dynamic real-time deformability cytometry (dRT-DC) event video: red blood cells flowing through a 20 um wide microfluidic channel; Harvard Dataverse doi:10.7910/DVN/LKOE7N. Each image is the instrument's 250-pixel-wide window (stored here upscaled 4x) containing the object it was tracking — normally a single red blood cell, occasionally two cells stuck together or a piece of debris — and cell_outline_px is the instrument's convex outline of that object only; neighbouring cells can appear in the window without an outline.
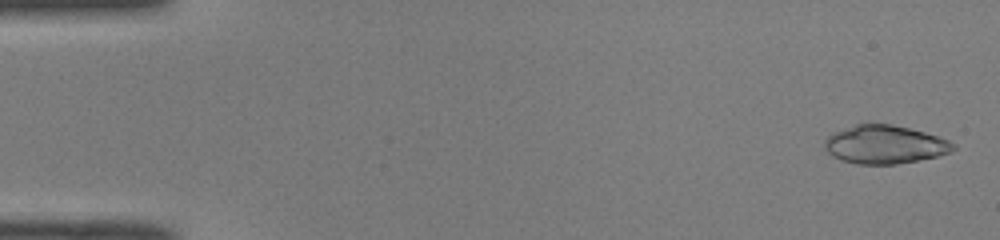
{"species": "common noctule bat (a hibernating species)", "species_latin": "Nyctalus noctula", "temperature_condition": "room temperature", "stored_images_in_passage": 49, "camera_frame_rate_fps": 3000, "um_per_image_px": 0.085, "animal": {"sex": "male", "body_mass_g": 19.0, "forearm_length_mm": 50.8}, "frame": {"image": 1, "passage_image": 2, "time_ms": 0.333, "image_size_px": [1000, 240], "cell_outline_px": [[956, 148], [948, 152], [936, 156], [896, 164], [856, 164], [840, 160], [832, 156], [824, 148], [824, 140], [828, 136], [836, 132], [856, 124], [892, 124], [924, 132], [948, 140], [956, 144]], "centroid_in_image_um": [75.18, 12.29], "position_along_channel_um": 9.8, "area_um2": 28.44}}
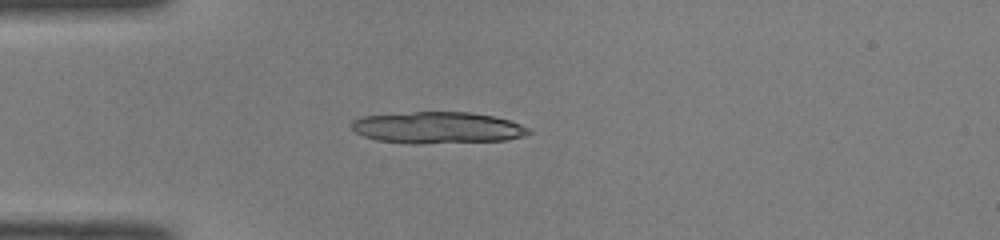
{"frame": {"image": 2, "passage_image": 14, "time_ms": 4.333, "image_size_px": [1000, 240], "cell_outline_px": [[532, 132], [524, 136], [508, 140], [420, 144], [412, 144], [376, 140], [364, 136], [356, 132], [352, 128], [352, 120], [364, 116], [416, 112], [468, 112], [492, 116], [508, 120], [520, 124], [528, 128]], "centroid_in_image_um": [37.2, 10.86], "position_along_channel_um": 47.8, "area_um2": 32.54}, "authors_computed_cell_mechanics": {"area_um2": 28.3798, "velocity_mm_per_s": 4.1033, "shape_relaxation_time_tau1_ms": 2.3352, "shape_relaxation_time_tau2_ms": 1.6843, "deformation_change_tau1": 0.3369, "deformation_change_tau2": 0.0766}}